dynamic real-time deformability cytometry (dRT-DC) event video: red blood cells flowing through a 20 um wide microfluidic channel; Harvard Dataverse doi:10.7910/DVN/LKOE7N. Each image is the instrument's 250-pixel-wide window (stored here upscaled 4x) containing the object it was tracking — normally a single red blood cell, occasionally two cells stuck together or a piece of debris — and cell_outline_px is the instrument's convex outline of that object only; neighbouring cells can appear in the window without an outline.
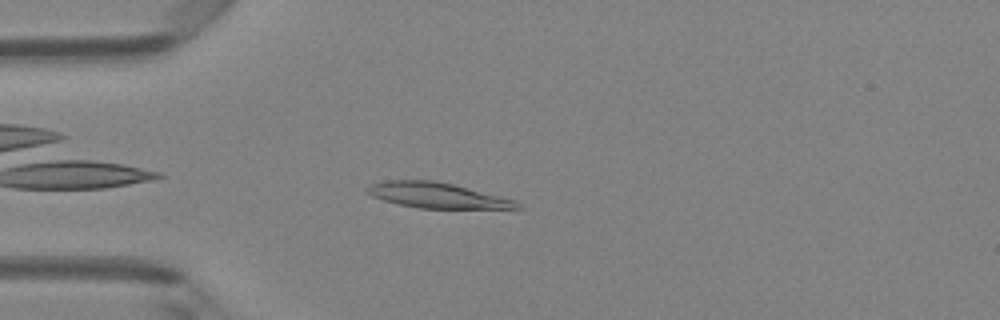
{"species": "Egyptian fruit bat (a non-hibernating species)", "species_latin": "Rousettus aegyptiacus", "temperature_condition": "room temperature", "stored_images_in_passage": 38, "camera_frame_rate_fps": 3000, "um_per_image_px": 0.085, "animal": {"sex": "female"}, "frame": {"image": 1, "passage_image": 3, "time_ms": 0.667, "image_size_px": [1000, 320], "cell_outline_px": [[524, 208], [420, 208], [400, 204], [384, 200], [372, 196], [364, 192], [364, 188], [372, 184], [384, 180], [432, 180], [452, 184], [516, 200]], "centroid_in_image_um": [37.11, 16.59], "position_along_channel_um": 47.9, "area_um2": 21.96}}
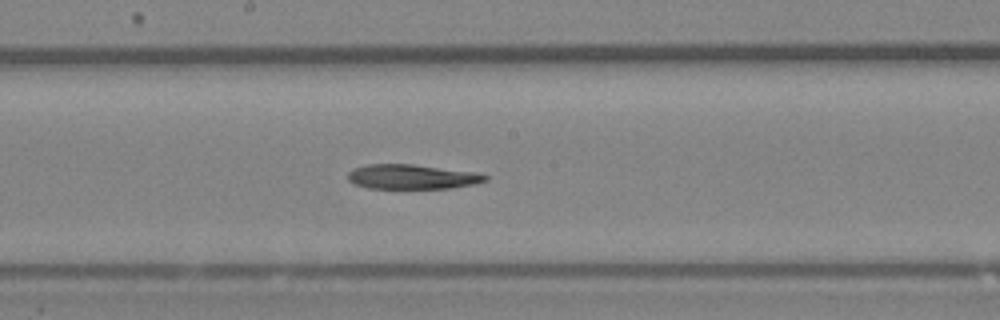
{"frame": {"image": 2, "passage_image": 16, "time_ms": 5.0, "image_size_px": [1000, 320], "cell_outline_px": [[488, 180], [476, 184], [452, 188], [368, 188], [352, 184], [348, 180], [348, 172], [352, 168], [368, 164], [412, 164], [480, 172], [488, 176]], "centroid_in_image_um": [35.04, 15.02], "position_along_channel_um": 213.2, "area_um2": 20.06}}
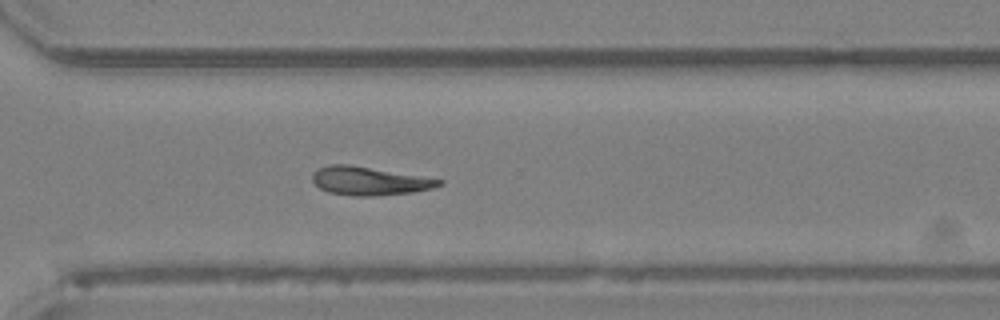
{"frame": {"image": 3, "passage_image": 25, "time_ms": 8.0, "image_size_px": [1000, 320], "cell_outline_px": [[444, 184], [432, 188], [412, 192], [376, 196], [356, 196], [328, 192], [320, 188], [312, 180], [312, 172], [316, 168], [328, 164], [348, 164], [444, 180]], "centroid_in_image_um": [31.35, 15.38], "position_along_channel_um": 339.2, "area_um2": 20.92}}